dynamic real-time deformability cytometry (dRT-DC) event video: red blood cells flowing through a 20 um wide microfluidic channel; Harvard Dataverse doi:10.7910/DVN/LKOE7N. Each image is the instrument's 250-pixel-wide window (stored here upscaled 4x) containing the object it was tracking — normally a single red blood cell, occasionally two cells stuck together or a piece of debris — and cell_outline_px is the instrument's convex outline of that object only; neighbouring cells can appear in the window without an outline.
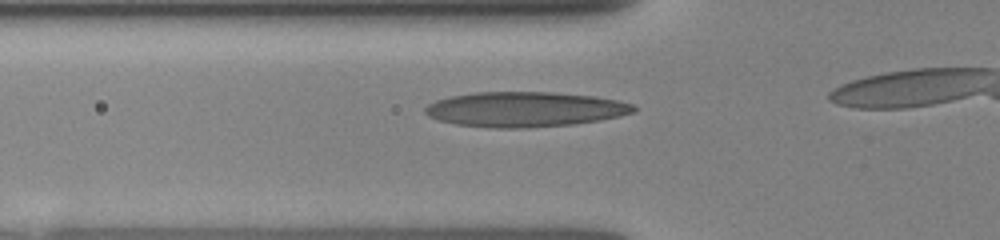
{"species": "human", "species_latin": "Homo sapiens", "temperature_condition": "room temperature", "stored_images_in_passage": 6, "camera_frame_rate_fps": 3000, "um_per_image_px": 0.085, "donor": {"sex": "female"}, "frame": {"image": 1, "passage_image": 4, "time_ms": 2.0, "image_size_px": [1000, 240], "cell_outline_px": [[636, 112], [620, 116], [600, 120], [572, 124], [528, 128], [488, 128], [456, 124], [436, 120], [428, 116], [424, 112], [424, 108], [428, 104], [436, 100], [452, 96], [476, 92], [552, 92], [596, 96], [616, 100], [632, 104], [636, 108]], "centroid_in_image_um": [44.6, 9.3], "position_along_channel_um": 81.2, "area_um2": 42.83}}